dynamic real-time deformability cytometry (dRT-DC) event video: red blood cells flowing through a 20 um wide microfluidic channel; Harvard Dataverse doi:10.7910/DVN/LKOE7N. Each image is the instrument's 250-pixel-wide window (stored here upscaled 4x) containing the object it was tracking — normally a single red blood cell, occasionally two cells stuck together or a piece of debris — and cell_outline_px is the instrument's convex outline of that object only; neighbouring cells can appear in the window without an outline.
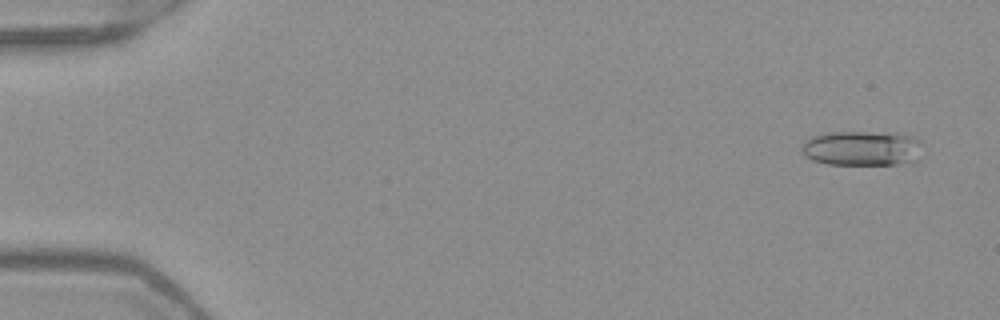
{"species": "Egyptian fruit bat (a non-hibernating species)", "species_latin": "Rousettus aegyptiacus", "temperature_condition": "warm", "stored_images_in_passage": 51, "camera_frame_rate_fps": 3000, "um_per_image_px": 0.085, "frame": {"image": 1, "passage_image": 3, "time_ms": 0.667, "image_size_px": [1000, 320], "cell_outline_px": [[920, 144], [916, 160], [896, 164], [828, 164], [812, 160], [800, 152], [800, 148], [804, 140], [812, 136], [828, 132], [868, 132], [912, 136], [920, 140]], "centroid_in_image_um": [73.16, 12.6], "position_along_channel_um": 11.8, "area_um2": 24.28}}
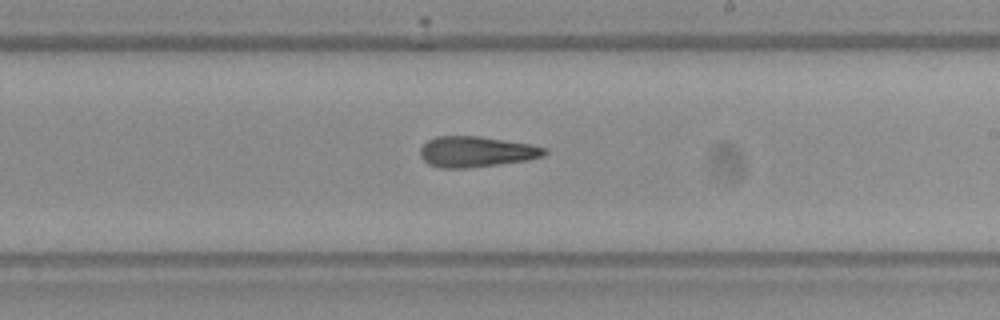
{"frame": {"image": 2, "passage_image": 31, "time_ms": 10.0, "image_size_px": [1000, 320], "cell_outline_px": [[548, 152], [544, 156], [528, 160], [468, 168], [440, 168], [428, 164], [420, 156], [420, 148], [428, 140], [436, 136], [480, 136], [532, 144], [548, 148]], "centroid_in_image_um": [40.5, 12.89], "position_along_channel_um": 248.5, "area_um2": 22.43}}
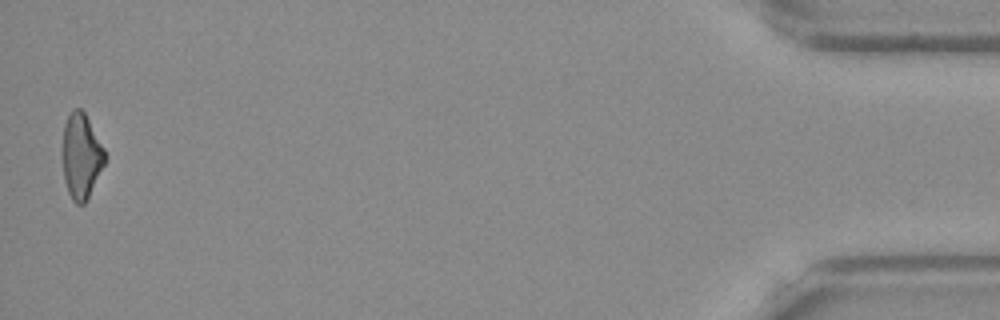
{"frame": {"image": 3, "passage_image": 51, "time_ms": 16.667, "image_size_px": [1000, 320], "cell_outline_px": [[108, 156], [84, 204], [76, 204], [72, 200], [68, 192], [64, 180], [60, 152], [60, 148], [64, 124], [72, 108], [80, 108], [84, 112], [104, 148]], "centroid_in_image_um": [6.86, 13.24], "position_along_channel_um": 428.3, "area_um2": 21.44}, "authors_computed_cell_mechanics": {"area_um2": 22.4264, "velocity_mm_per_s": 4.0156, "shape_relaxation_time_tau1_ms": null, "shape_relaxation_time_tau2_ms": 4.8564, "deformation_change_tau1": null, "deformation_change_tau2": 0.1694}}